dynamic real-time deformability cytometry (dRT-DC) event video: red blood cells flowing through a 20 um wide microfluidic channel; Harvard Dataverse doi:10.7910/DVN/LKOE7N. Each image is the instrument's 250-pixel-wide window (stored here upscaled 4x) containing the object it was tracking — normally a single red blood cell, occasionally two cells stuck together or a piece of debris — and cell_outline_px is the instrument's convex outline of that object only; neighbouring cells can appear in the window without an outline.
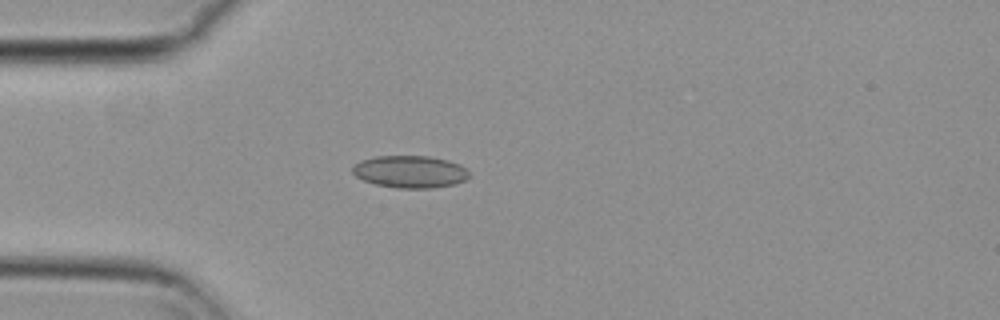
{"species": "common noctule bat (a hibernating species)", "species_latin": "Nyctalus noctula", "temperature_condition": "cold", "stored_images_in_passage": 22, "camera_frame_rate_fps": 3000, "um_per_image_px": 0.085, "animal": {"sex": "female", "body_mass_g": 29.2, "forearm_length_mm": 56.3}, "frame": {"image": 1, "passage_image": 1, "time_ms": 0.0, "image_size_px": [1000, 320], "cell_outline_px": [[472, 176], [456, 184], [432, 188], [396, 188], [376, 184], [364, 180], [356, 176], [352, 172], [352, 168], [360, 160], [376, 156], [428, 156], [448, 160], [460, 164]], "centroid_in_image_um": [34.87, 14.59], "position_along_channel_um": 50.1, "area_um2": 21.96}}
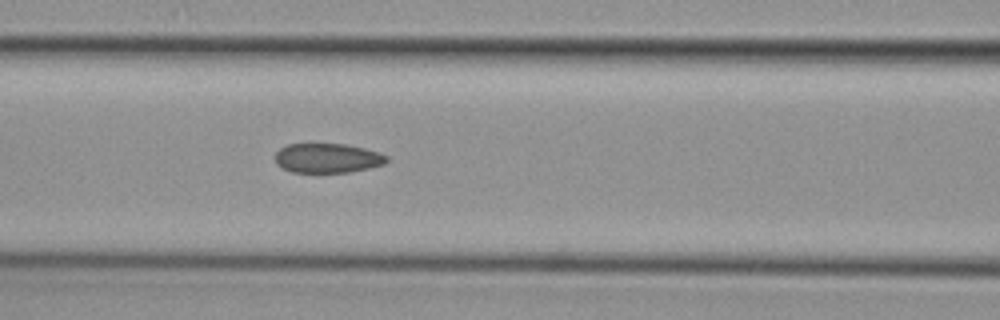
{"frame": {"image": 2, "passage_image": 9, "time_ms": 2.667, "image_size_px": [1000, 320], "cell_outline_px": [[388, 160], [384, 164], [352, 172], [292, 172], [276, 164], [276, 152], [280, 148], [288, 144], [344, 144], [364, 148], [380, 152], [388, 156]], "centroid_in_image_um": [27.86, 13.44], "position_along_channel_um": 138.7, "area_um2": 19.13}}
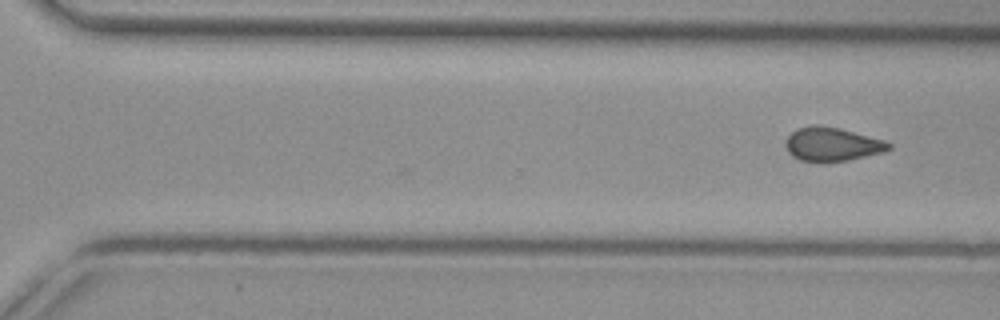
{"frame": {"image": 3, "passage_image": 22, "time_ms": 7.0, "image_size_px": [1000, 320], "cell_outline_px": [[892, 148], [884, 152], [848, 160], [824, 164], [820, 164], [800, 160], [792, 156], [788, 152], [784, 144], [784, 140], [796, 128], [816, 124], [820, 124], [840, 128], [884, 140], [892, 144]], "centroid_in_image_um": [70.69, 12.28], "position_along_channel_um": 299.9, "area_um2": 20.92}}